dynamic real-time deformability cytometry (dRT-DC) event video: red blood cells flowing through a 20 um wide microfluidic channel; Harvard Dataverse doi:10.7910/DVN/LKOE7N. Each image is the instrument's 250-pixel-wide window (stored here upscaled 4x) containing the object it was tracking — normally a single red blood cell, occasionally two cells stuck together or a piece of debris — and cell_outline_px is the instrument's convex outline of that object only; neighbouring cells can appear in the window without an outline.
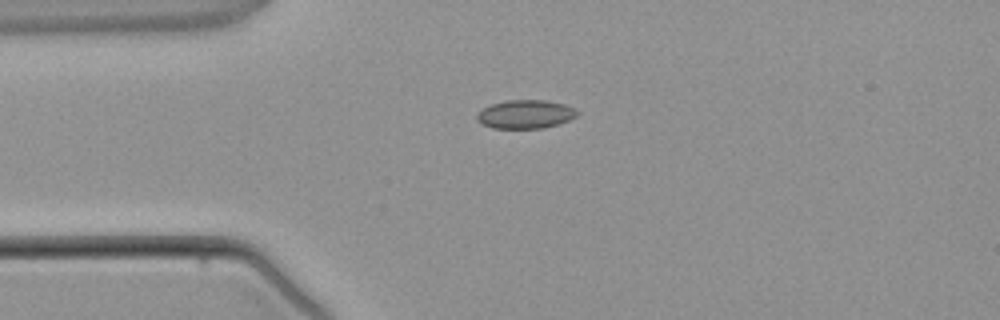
{"species": "common noctule bat (a hibernating species)", "species_latin": "Nyctalus noctula", "temperature_condition": "warm", "stored_images_in_passage": 1, "camera_frame_rate_fps": 3000, "um_per_image_px": 0.085, "animal": {"sex": "male", "body_mass_g": 21.5, "forearm_length_mm": 52.0}, "frame": {"image": 1, "passage_image": 1, "time_ms": 0.0, "image_size_px": [1000, 320], "cell_outline_px": [[580, 112], [576, 116], [568, 120], [544, 128], [492, 128], [476, 120], [476, 116], [484, 108], [492, 104], [508, 100], [544, 100], [564, 104]], "centroid_in_image_um": [44.66, 9.71], "position_along_channel_um": 40.3, "area_um2": 16.42}}